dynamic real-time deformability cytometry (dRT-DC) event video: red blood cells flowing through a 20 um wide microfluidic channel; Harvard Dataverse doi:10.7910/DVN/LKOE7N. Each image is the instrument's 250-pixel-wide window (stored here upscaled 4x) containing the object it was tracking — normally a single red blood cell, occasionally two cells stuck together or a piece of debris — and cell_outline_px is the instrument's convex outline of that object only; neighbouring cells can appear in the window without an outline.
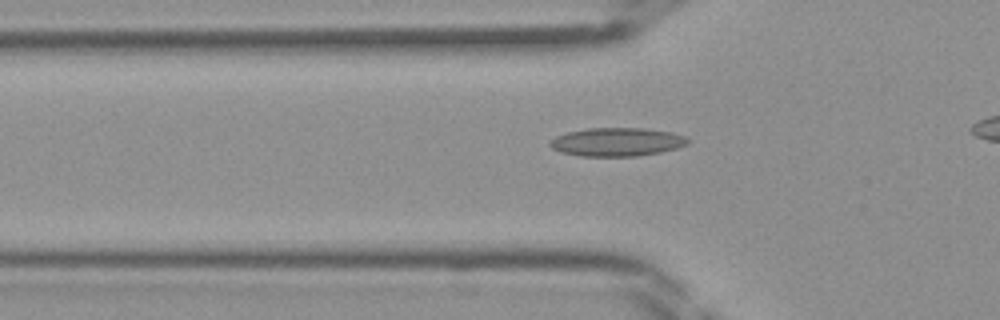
{"species": "Egyptian fruit bat (a non-hibernating species)", "species_latin": "Rousettus aegyptiacus", "temperature_condition": "room temperature", "stored_images_in_passage": 29, "camera_frame_rate_fps": 3000, "um_per_image_px": 0.085, "frame": {"image": 1, "passage_image": 7, "time_ms": 2.0, "image_size_px": [1000, 320], "cell_outline_px": [[688, 144], [676, 148], [660, 152], [636, 156], [580, 156], [560, 152], [552, 148], [548, 144], [548, 140], [556, 136], [568, 132], [588, 128], [644, 128], [672, 132], [684, 136], [688, 140]], "centroid_in_image_um": [52.4, 12.06], "position_along_channel_um": 73.4, "area_um2": 22.89}}
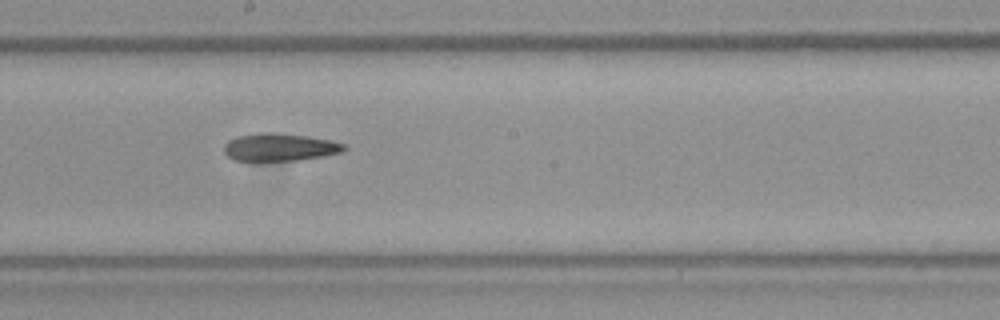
{"frame": {"image": 2, "passage_image": 17, "time_ms": 5.333, "image_size_px": [1000, 320], "cell_outline_px": [[348, 148], [344, 152], [324, 156], [300, 160], [260, 164], [252, 164], [232, 160], [224, 152], [224, 144], [228, 140], [236, 136], [256, 132], [280, 132], [308, 136], [332, 140], [344, 144]], "centroid_in_image_um": [23.72, 12.55], "position_along_channel_um": 224.5, "area_um2": 20.81}}
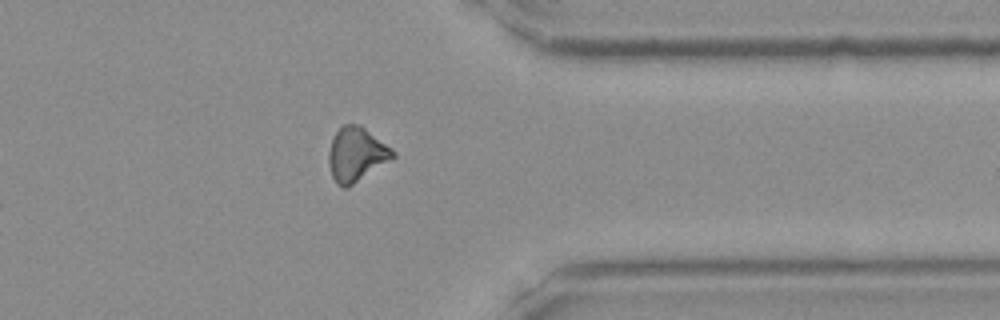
{"frame": {"image": 3, "passage_image": 28, "time_ms": 9.0, "image_size_px": [1000, 320], "cell_outline_px": [[396, 156], [392, 160], [348, 188], [344, 188], [336, 184], [332, 176], [328, 164], [328, 152], [332, 140], [336, 132], [344, 124], [360, 124], [392, 148], [396, 152]], "centroid_in_image_um": [30.31, 13.15], "position_along_channel_um": 381.1, "area_um2": 20.52}}